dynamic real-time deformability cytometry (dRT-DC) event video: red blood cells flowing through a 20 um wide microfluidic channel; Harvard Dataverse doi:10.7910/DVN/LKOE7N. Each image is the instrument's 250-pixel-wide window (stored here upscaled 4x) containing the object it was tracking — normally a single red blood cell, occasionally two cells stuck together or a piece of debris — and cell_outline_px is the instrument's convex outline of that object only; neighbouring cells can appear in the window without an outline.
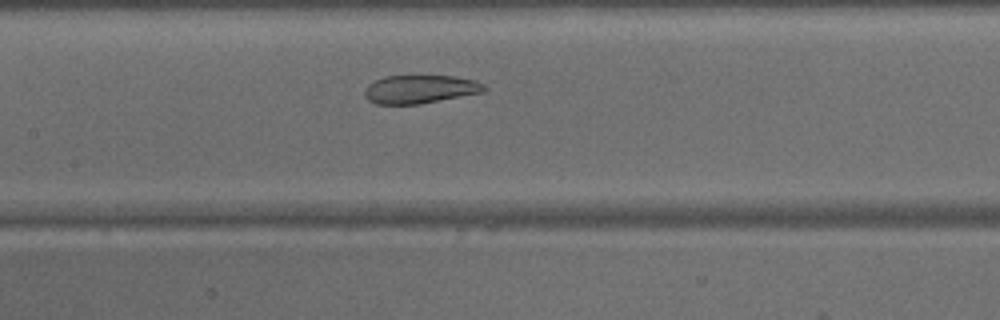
{"species": "common noctule bat (a hibernating species)", "species_latin": "Nyctalus noctula", "temperature_condition": "warm", "stored_images_in_passage": 39, "camera_frame_rate_fps": 3000, "um_per_image_px": 0.085, "animal": {"sex": "male", "body_mass_g": 15.6}, "frame": {"image": 1, "passage_image": 14, "time_ms": 4.333, "image_size_px": [1000, 320], "cell_outline_px": [[488, 88], [484, 92], [420, 104], [376, 104], [368, 100], [364, 96], [364, 88], [368, 84], [384, 76], [456, 76], [476, 80], [484, 84]], "centroid_in_image_um": [35.71, 7.58], "position_along_channel_um": 171.7, "area_um2": 19.94}}
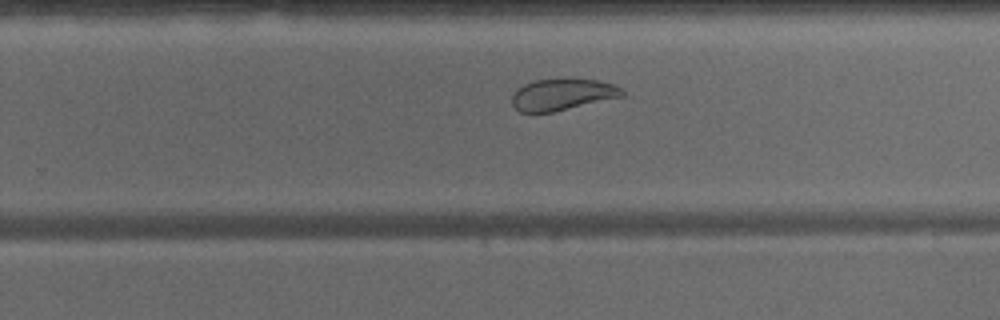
{"frame": {"image": 2, "passage_image": 22, "time_ms": 7.0, "image_size_px": [1000, 320], "cell_outline_px": [[624, 96], [552, 112], [520, 112], [512, 104], [512, 96], [524, 84], [532, 80], [596, 80], [612, 84], [620, 88], [624, 92]], "centroid_in_image_um": [47.79, 8.05], "position_along_channel_um": 282.0, "area_um2": 19.65}}
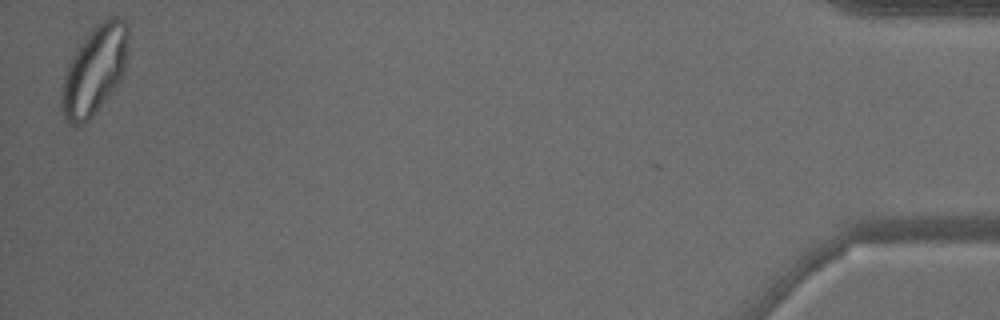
{"frame": {"image": 3, "passage_image": 39, "time_ms": 12.667, "image_size_px": [1000, 320], "cell_outline_px": [[128, 60], [124, 76], [92, 116], [84, 124], [76, 128], [68, 124], [64, 120], [60, 108], [60, 92], [64, 76], [68, 64], [76, 48], [92, 28], [108, 16], [116, 16], [124, 20], [128, 24]], "centroid_in_image_um": [8.03, 5.99], "position_along_channel_um": 427.2, "area_um2": 35.26}}